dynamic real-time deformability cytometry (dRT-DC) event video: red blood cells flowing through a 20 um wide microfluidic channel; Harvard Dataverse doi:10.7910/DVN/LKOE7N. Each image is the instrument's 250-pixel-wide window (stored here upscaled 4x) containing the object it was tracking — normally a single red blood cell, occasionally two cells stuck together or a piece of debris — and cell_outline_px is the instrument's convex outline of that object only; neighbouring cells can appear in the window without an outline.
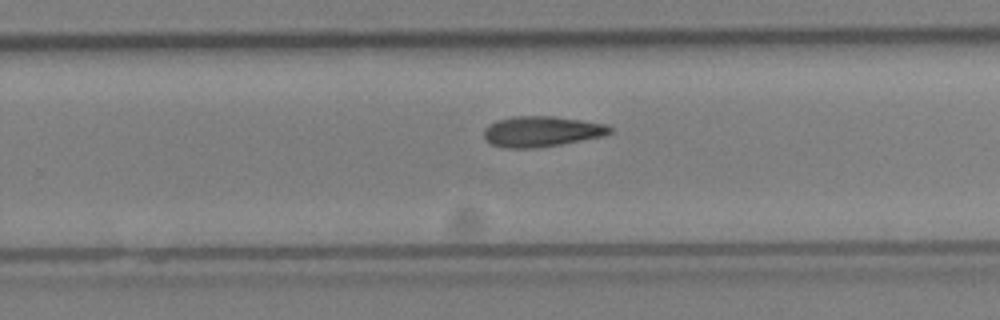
{"species": "Egyptian fruit bat (a non-hibernating species)", "species_latin": "Rousettus aegyptiacus", "temperature_condition": "cold", "stored_images_in_passage": 21, "camera_frame_rate_fps": 3000, "um_per_image_px": 0.085, "animal": {"sex": "female"}, "frame": {"image": 1, "passage_image": 15, "time_ms": 4.667, "image_size_px": [1000, 320], "cell_outline_px": [[612, 132], [604, 136], [560, 144], [536, 148], [504, 148], [492, 144], [484, 136], [484, 128], [488, 124], [496, 120], [512, 116], [552, 116], [608, 124], [612, 128]], "centroid_in_image_um": [46.03, 11.17], "position_along_channel_um": 283.8, "area_um2": 22.48}}